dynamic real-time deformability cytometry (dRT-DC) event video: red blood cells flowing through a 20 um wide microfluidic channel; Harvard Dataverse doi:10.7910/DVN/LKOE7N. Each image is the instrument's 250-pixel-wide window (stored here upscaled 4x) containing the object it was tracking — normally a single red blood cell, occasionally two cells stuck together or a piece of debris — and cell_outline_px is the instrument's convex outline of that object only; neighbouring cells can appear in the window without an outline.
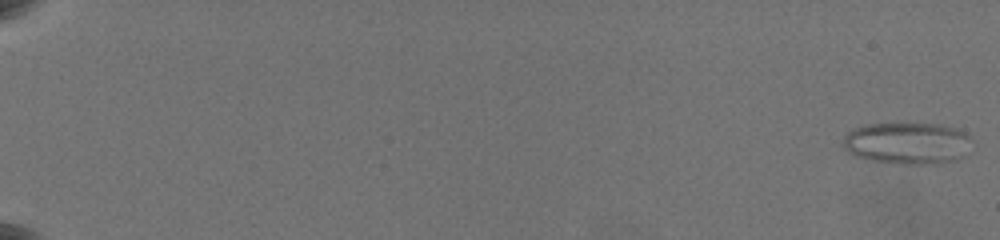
{"species": "common noctule bat (a hibernating species)", "species_latin": "Nyctalus noctula", "temperature_condition": "warm", "stored_images_in_passage": 41, "camera_frame_rate_fps": 3000, "um_per_image_px": 0.085, "animal": {"sex": "female", "body_mass_g": 19.5, "forearm_length_mm": 54.1}, "frame": {"image": 1, "passage_image": 1, "time_ms": 0.0, "image_size_px": [1000, 240], "cell_outline_px": [[972, 152], [956, 160], [936, 164], [904, 164], [872, 160], [848, 152], [840, 144], [844, 136], [848, 132], [856, 128], [868, 124], [940, 124], [956, 128], [964, 132], [972, 140]], "centroid_in_image_um": [77.2, 12.18], "position_along_channel_um": 7.8, "area_um2": 31.62}}
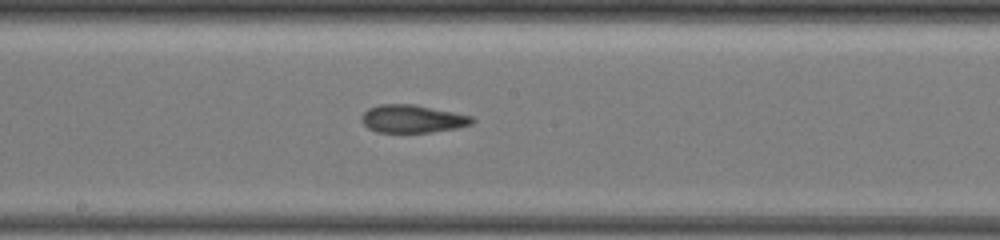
{"frame": {"image": 2, "passage_image": 24, "time_ms": 12.333, "image_size_px": [1000, 240], "cell_outline_px": [[476, 120], [472, 124], [456, 128], [432, 132], [376, 132], [368, 128], [360, 120], [360, 116], [368, 108], [380, 104], [416, 104], [472, 116]], "centroid_in_image_um": [35.04, 10.09], "position_along_channel_um": 213.2, "area_um2": 18.09}}
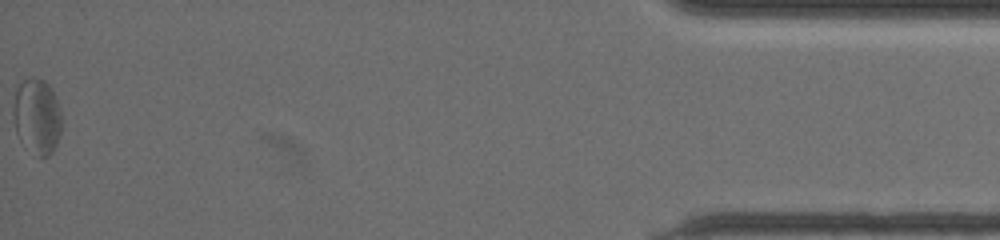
{"frame": {"image": 3, "passage_image": 41, "time_ms": 20.667, "image_size_px": [1000, 240], "cell_outline_px": [[60, 136], [52, 152], [48, 156], [40, 160], [20, 140], [16, 132], [12, 116], [12, 112], [16, 88], [24, 80], [32, 76], [44, 80], [52, 88], [60, 108]], "centroid_in_image_um": [3.13, 9.9], "position_along_channel_um": 432.1, "area_um2": 21.56}, "authors_computed_cell_mechanics": {"area_um2": 19.8254, "velocity_mm_per_s": 3.5581, "shape_relaxation_time_tau1_ms": null, "shape_relaxation_time_tau2_ms": 2.904, "deformation_change_tau1": null, "deformation_change_tau2": 0.1049}}